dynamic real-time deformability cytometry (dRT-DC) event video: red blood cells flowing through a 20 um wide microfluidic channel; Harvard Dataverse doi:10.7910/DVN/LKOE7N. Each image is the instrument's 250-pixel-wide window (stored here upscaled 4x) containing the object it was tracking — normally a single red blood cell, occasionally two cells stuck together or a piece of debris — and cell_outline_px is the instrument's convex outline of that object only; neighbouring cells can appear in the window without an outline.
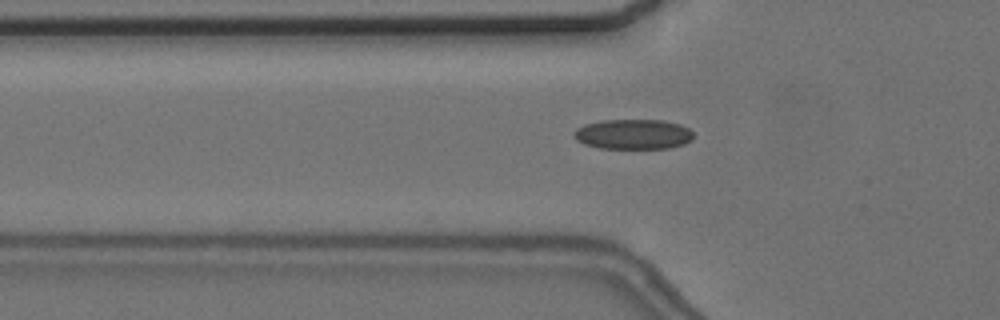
{"species": "common noctule bat (a hibernating species)", "species_latin": "Nyctalus noctula", "temperature_condition": "cold", "stored_images_in_passage": 56, "camera_frame_rate_fps": 3000, "um_per_image_px": 0.085, "animal": {"sex": "female", "body_mass_g": 24.6, "forearm_length_mm": 56.2}, "frame": {"image": 1, "passage_image": 19, "time_ms": 6.0, "image_size_px": [1000, 320], "cell_outline_px": [[692, 140], [684, 144], [668, 148], [600, 148], [584, 144], [576, 140], [572, 136], [572, 132], [576, 128], [584, 124], [600, 120], [664, 120], [680, 124], [688, 128], [692, 132]], "centroid_in_image_um": [53.78, 11.4], "position_along_channel_um": 72.0, "area_um2": 21.1}}
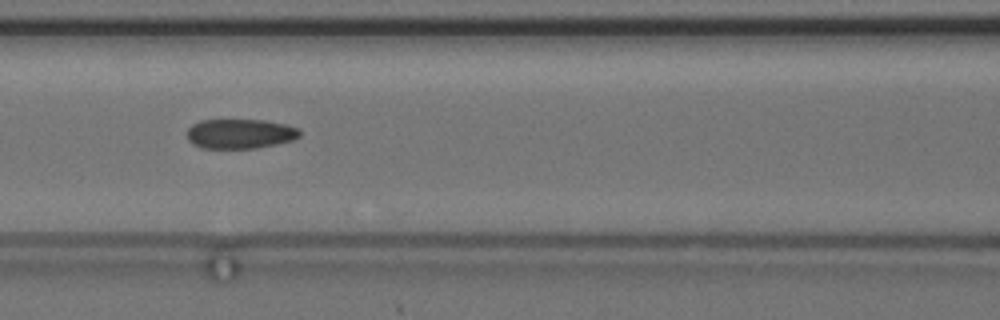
{"frame": {"image": 2, "passage_image": 25, "time_ms": 8.0, "image_size_px": [1000, 320], "cell_outline_px": [[300, 136], [292, 140], [276, 144], [256, 148], [200, 148], [192, 144], [188, 140], [188, 128], [192, 124], [200, 120], [264, 120], [284, 124], [300, 128]], "centroid_in_image_um": [20.4, 11.37], "position_along_channel_um": 146.2, "area_um2": 19.54}}
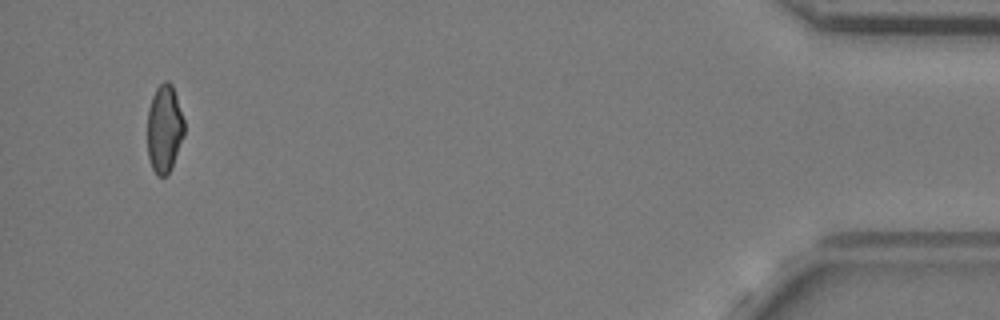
{"frame": {"image": 3, "passage_image": 54, "time_ms": 17.667, "image_size_px": [1000, 320], "cell_outline_px": [[184, 136], [172, 164], [168, 172], [164, 176], [156, 176], [152, 168], [148, 156], [148, 108], [152, 96], [156, 88], [164, 80], [168, 80], [172, 84], [184, 120]], "centroid_in_image_um": [13.96, 10.91], "position_along_channel_um": 421.2, "area_um2": 18.73}, "authors_computed_cell_mechanics": {"area_um2": 20.1144, "velocity_mm_per_s": 3.6508, "shape_relaxation_time_tau1_ms": null, "shape_relaxation_time_tau2_ms": 5.1644, "deformation_change_tau1": null, "deformation_change_tau2": 0.1101}}